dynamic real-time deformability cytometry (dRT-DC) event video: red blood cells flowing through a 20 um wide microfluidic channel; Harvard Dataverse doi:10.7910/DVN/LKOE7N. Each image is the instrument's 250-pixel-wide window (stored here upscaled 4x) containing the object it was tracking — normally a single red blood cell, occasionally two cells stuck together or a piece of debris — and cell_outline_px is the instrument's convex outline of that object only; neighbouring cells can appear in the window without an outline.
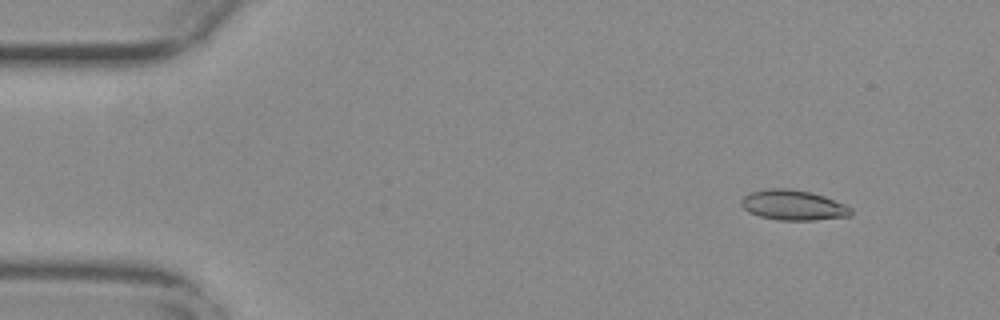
{"species": "common noctule bat (a hibernating species)", "species_latin": "Nyctalus noctula", "temperature_condition": "warm", "stored_images_in_passage": 52, "camera_frame_rate_fps": 3000, "um_per_image_px": 0.085, "animal": {"sex": "female", "body_mass_g": 29.2, "forearm_length_mm": 56.3}, "frame": {"image": 1, "passage_image": 2, "time_ms": 0.333, "image_size_px": [1000, 320], "cell_outline_px": [[852, 216], [816, 220], [776, 220], [760, 216], [748, 212], [740, 204], [740, 200], [744, 196], [752, 192], [768, 188], [788, 188], [812, 192], [824, 196], [844, 204], [852, 208]], "centroid_in_image_um": [67.43, 17.44], "position_along_channel_um": 17.6, "area_um2": 19.42}}
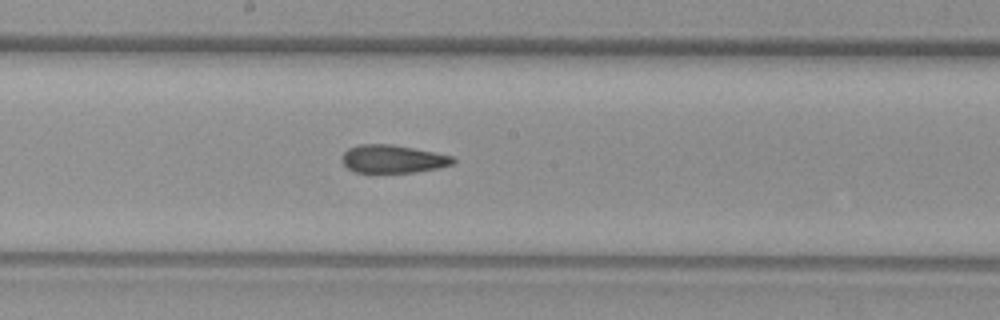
{"frame": {"image": 2, "passage_image": 26, "time_ms": 8.333, "image_size_px": [1000, 320], "cell_outline_px": [[456, 160], [452, 164], [440, 168], [412, 172], [372, 176], [352, 172], [340, 160], [340, 156], [348, 148], [360, 144], [392, 144], [452, 156]], "centroid_in_image_um": [33.29, 13.57], "position_along_channel_um": 214.9, "area_um2": 18.96}}
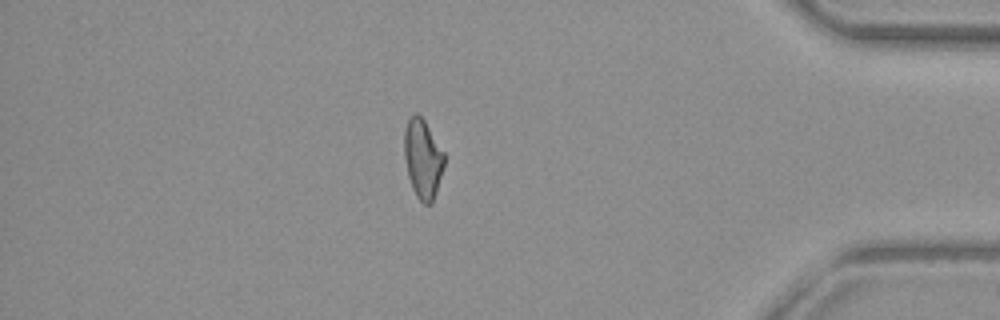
{"frame": {"image": 3, "passage_image": 44, "time_ms": 14.333, "image_size_px": [1000, 320], "cell_outline_px": [[444, 164], [436, 192], [432, 204], [424, 204], [416, 196], [412, 188], [408, 176], [404, 156], [404, 132], [408, 116], [416, 112], [424, 120], [444, 152]], "centroid_in_image_um": [35.92, 13.48], "position_along_channel_um": 399.3, "area_um2": 18.44}, "authors_computed_cell_mechanics": {"area_um2": 18.8717, "velocity_mm_per_s": 3.7374, "shape_relaxation_time_tau1_ms": null, "shape_relaxation_time_tau2_ms": 2.7011, "deformation_change_tau1": null, "deformation_change_tau2": 0.1053}}